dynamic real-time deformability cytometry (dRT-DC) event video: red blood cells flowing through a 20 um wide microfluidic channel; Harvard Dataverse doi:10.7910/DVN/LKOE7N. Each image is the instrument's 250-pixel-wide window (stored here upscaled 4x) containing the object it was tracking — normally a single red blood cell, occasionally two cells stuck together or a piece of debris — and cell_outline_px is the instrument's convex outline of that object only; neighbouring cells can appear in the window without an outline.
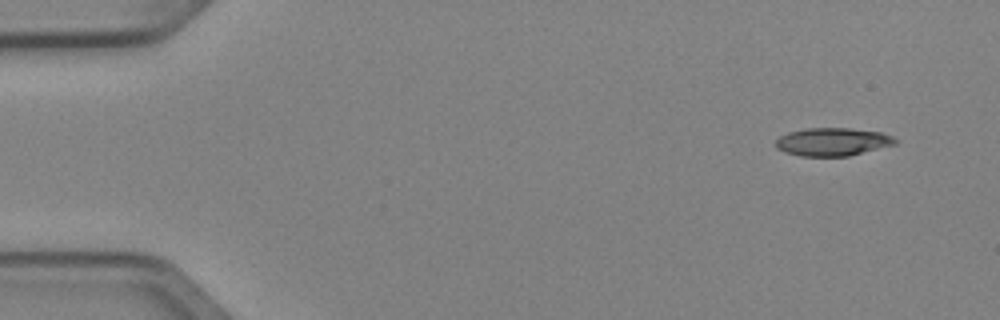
{"species": "Egyptian fruit bat (a non-hibernating species)", "species_latin": "Rousettus aegyptiacus", "temperature_condition": "cold", "stored_images_in_passage": 5, "camera_frame_rate_fps": 3000, "um_per_image_px": 0.085, "animal": {"sex": "female"}, "frame": {"image": 1, "passage_image": 1, "time_ms": 0.0, "image_size_px": [1000, 320], "cell_outline_px": [[896, 144], [848, 156], [800, 156], [784, 152], [776, 148], [776, 140], [780, 136], [788, 132], [804, 128], [848, 128], [880, 132], [892, 136], [896, 140]], "centroid_in_image_um": [70.73, 12.05], "position_along_channel_um": 14.3, "area_um2": 19.48}}
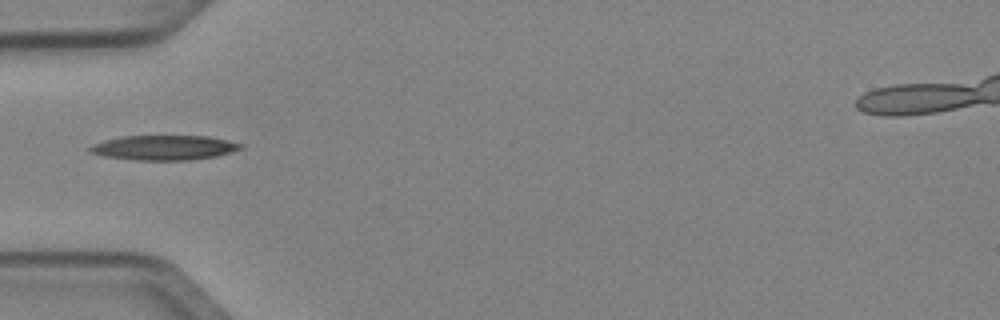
{"frame": {"image": 2, "passage_image": 4, "time_ms": 1.0, "image_size_px": [1000, 320], "cell_outline_px": [[244, 148], [216, 156], [188, 160], [136, 160], [104, 156], [88, 152], [88, 148], [92, 144], [104, 140], [120, 136], [208, 136], [244, 144]], "centroid_in_image_um": [13.92, 12.54], "position_along_channel_um": 71.1, "area_um2": 21.79}}
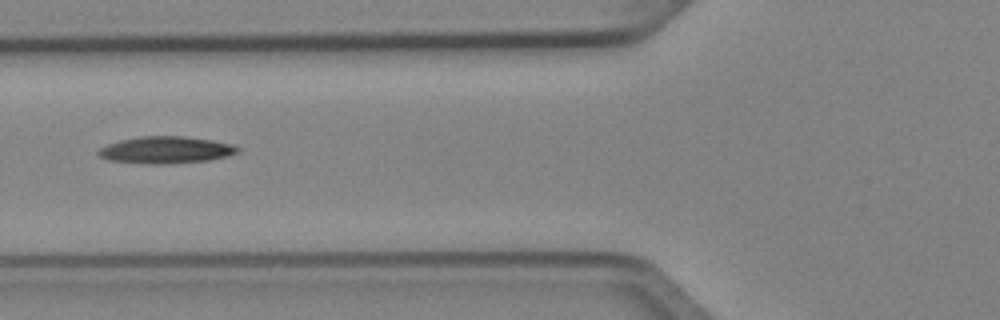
{"frame": {"image": 3, "passage_image": 5, "time_ms": 1.333, "image_size_px": [1000, 320], "cell_outline_px": [[240, 152], [228, 156], [208, 160], [156, 164], [108, 160], [100, 156], [96, 152], [100, 148], [108, 144], [120, 140], [140, 136], [184, 136], [212, 140], [232, 144], [240, 148]], "centroid_in_image_um": [14.12, 12.73], "position_along_channel_um": 111.7, "area_um2": 21.68}}